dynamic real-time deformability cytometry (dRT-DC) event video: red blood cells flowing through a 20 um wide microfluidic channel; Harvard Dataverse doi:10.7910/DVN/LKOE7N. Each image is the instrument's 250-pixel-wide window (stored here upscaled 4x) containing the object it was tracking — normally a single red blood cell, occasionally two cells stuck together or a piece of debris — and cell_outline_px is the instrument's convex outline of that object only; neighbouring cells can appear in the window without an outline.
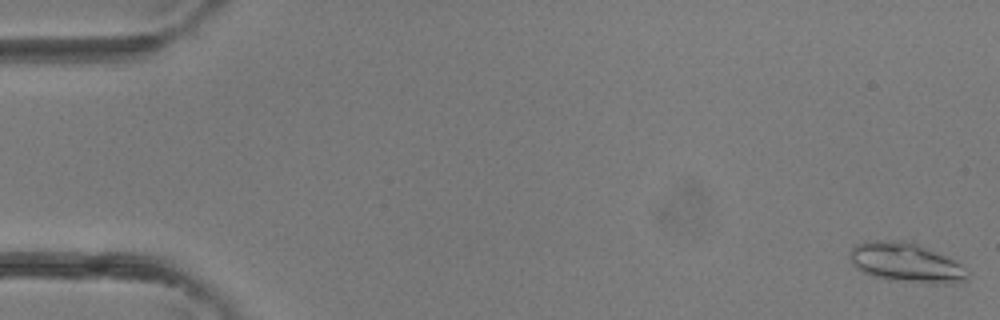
{"species": "common noctule bat (a hibernating species)", "species_latin": "Nyctalus noctula", "temperature_condition": "room temperature", "stored_images_in_passage": 5, "camera_frame_rate_fps": 3000, "um_per_image_px": 0.085, "animal": {"sex": "female"}, "frame": {"image": 1, "passage_image": 1, "time_ms": 0.0, "image_size_px": [1000, 320], "cell_outline_px": [[972, 272], [968, 280], [944, 284], [932, 284], [888, 280], [872, 276], [860, 272], [852, 264], [852, 248], [856, 244], [864, 240], [904, 240], [940, 252], [956, 260]], "centroid_in_image_um": [77.08, 22.33], "position_along_channel_um": 7.9, "area_um2": 27.74}}